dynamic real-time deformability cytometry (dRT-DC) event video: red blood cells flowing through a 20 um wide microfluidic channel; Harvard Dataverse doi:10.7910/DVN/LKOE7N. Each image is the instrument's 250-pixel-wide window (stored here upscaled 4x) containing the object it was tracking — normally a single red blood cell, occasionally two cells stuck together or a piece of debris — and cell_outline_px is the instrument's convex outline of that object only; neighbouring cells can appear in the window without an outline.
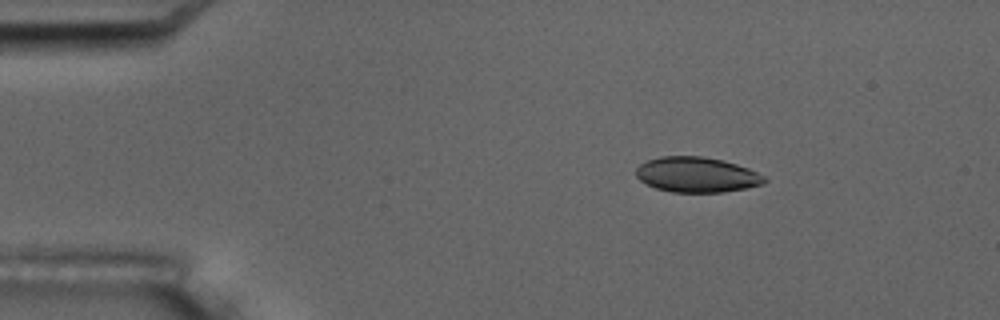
{"species": "common noctule bat (a hibernating species)", "species_latin": "Nyctalus noctula", "temperature_condition": "room temperature", "stored_images_in_passage": 5, "camera_frame_rate_fps": 3000, "um_per_image_px": 0.085, "animal": {"sex": "male", "body_mass_g": 17.5, "forearm_length_mm": 52.3}, "frame": {"image": 1, "passage_image": 3, "time_ms": 2.333, "image_size_px": [1000, 320], "cell_outline_px": [[768, 180], [764, 184], [724, 192], [672, 192], [656, 188], [640, 180], [636, 176], [636, 168], [640, 164], [648, 160], [660, 156], [700, 156], [720, 160], [736, 164], [748, 168], [764, 176]], "centroid_in_image_um": [59.22, 14.85], "position_along_channel_um": 25.8, "area_um2": 26.18}}